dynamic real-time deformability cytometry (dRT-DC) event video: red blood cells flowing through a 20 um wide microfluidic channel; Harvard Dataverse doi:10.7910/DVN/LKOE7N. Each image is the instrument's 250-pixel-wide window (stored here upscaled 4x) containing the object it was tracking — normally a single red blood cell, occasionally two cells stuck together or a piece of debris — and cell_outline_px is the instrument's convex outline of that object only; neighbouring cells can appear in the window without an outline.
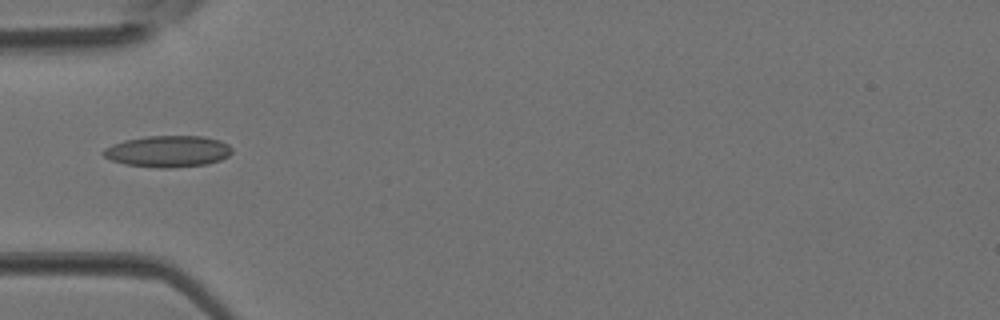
{"species": "Egyptian fruit bat (a non-hibernating species)", "species_latin": "Rousettus aegyptiacus", "temperature_condition": "room temperature", "stored_images_in_passage": 3, "camera_frame_rate_fps": 3000, "um_per_image_px": 0.085, "animal": {"sex": "female"}, "frame": {"image": 1, "passage_image": 3, "time_ms": 0.667, "image_size_px": [1000, 320], "cell_outline_px": [[232, 152], [228, 156], [220, 160], [208, 164], [172, 168], [160, 168], [124, 164], [112, 160], [104, 156], [100, 152], [104, 148], [112, 144], [124, 140], [148, 136], [204, 136], [220, 140], [228, 144], [232, 148]], "centroid_in_image_um": [14.28, 12.86], "position_along_channel_um": 70.7, "area_um2": 23.76}}